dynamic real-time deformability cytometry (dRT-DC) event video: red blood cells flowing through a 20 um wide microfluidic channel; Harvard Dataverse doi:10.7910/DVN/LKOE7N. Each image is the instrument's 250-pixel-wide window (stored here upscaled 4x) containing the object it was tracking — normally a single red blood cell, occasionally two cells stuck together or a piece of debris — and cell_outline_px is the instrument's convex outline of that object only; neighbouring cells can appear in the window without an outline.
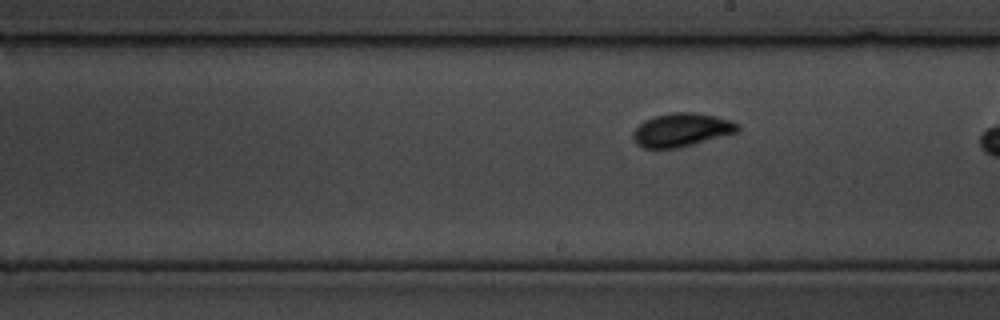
{"species": "common noctule bat (a hibernating species)", "species_latin": "Nyctalus noctula", "temperature_condition": "cold", "stored_images_in_passage": 47, "camera_frame_rate_fps": 3000, "um_per_image_px": 0.085, "animal": {"sex": "male", "body_mass_g": 19.5, "forearm_length_mm": 54.6}, "frame": {"image": 1, "passage_image": 27, "time_ms": 8.667, "image_size_px": [1000, 320], "cell_outline_px": [[740, 128], [736, 132], [680, 148], [644, 148], [636, 144], [632, 140], [632, 132], [644, 120], [656, 116], [672, 112], [696, 112], [716, 116], [732, 120], [740, 124]], "centroid_in_image_um": [57.93, 11.04], "position_along_channel_um": 231.1, "area_um2": 20.52}}